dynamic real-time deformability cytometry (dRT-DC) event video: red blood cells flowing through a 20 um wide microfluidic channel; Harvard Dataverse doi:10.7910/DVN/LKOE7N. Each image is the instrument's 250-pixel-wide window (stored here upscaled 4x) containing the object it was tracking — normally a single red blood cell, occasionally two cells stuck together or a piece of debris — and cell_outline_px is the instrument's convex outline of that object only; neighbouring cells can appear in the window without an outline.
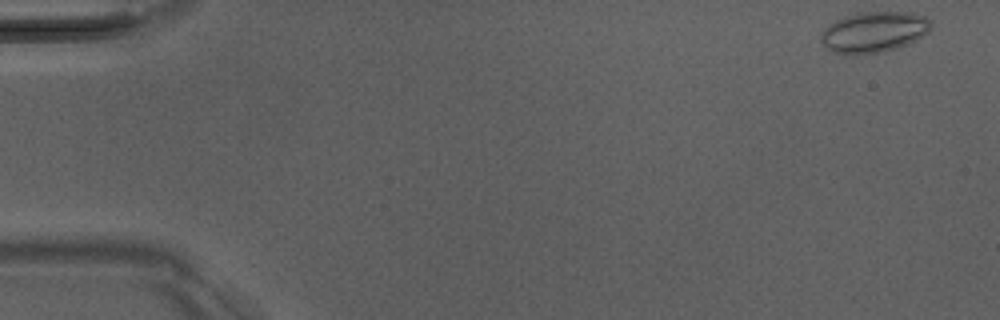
{"species": "Egyptian fruit bat (a non-hibernating species)", "species_latin": "Rousettus aegyptiacus", "temperature_condition": "room temperature", "stored_images_in_passage": 45, "camera_frame_rate_fps": 3000, "um_per_image_px": 0.085, "animal": {"sex": "male"}, "frame": {"image": 1, "passage_image": 1, "time_ms": 0.0, "image_size_px": [1000, 320], "cell_outline_px": [[932, 28], [928, 32], [916, 40], [908, 44], [884, 52], [836, 52], [828, 48], [820, 40], [820, 36], [824, 28], [836, 20], [844, 16], [856, 12], [912, 12], [924, 16], [932, 20]], "centroid_in_image_um": [74.34, 2.67], "position_along_channel_um": 10.7, "area_um2": 25.84}}
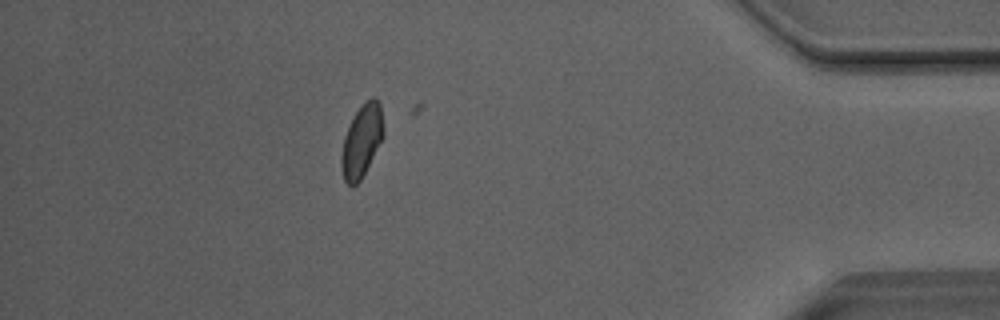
{"frame": {"image": 2, "passage_image": 44, "time_ms": 14.333, "image_size_px": [1000, 320], "cell_outline_px": [[384, 136], [360, 180], [356, 184], [348, 184], [344, 180], [340, 164], [340, 156], [344, 136], [356, 112], [364, 100], [372, 96], [380, 104], [384, 132]], "centroid_in_image_um": [30.73, 11.95], "position_along_channel_um": 404.5, "area_um2": 17.57}}